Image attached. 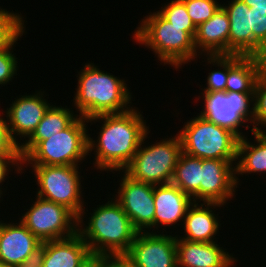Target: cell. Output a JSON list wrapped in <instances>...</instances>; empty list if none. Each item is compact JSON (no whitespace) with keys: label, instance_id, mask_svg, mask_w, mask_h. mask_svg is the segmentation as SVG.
<instances>
[{"label":"cell","instance_id":"obj_2","mask_svg":"<svg viewBox=\"0 0 266 267\" xmlns=\"http://www.w3.org/2000/svg\"><path fill=\"white\" fill-rule=\"evenodd\" d=\"M98 67L92 62L85 63L76 76L78 85L72 99L76 113L87 119L130 110L133 95L125 79Z\"/></svg>","mask_w":266,"mask_h":267},{"label":"cell","instance_id":"obj_11","mask_svg":"<svg viewBox=\"0 0 266 267\" xmlns=\"http://www.w3.org/2000/svg\"><path fill=\"white\" fill-rule=\"evenodd\" d=\"M121 178L118 192L112 196L121 205L138 232H153L155 214L153 185L131 179L123 171Z\"/></svg>","mask_w":266,"mask_h":267},{"label":"cell","instance_id":"obj_35","mask_svg":"<svg viewBox=\"0 0 266 267\" xmlns=\"http://www.w3.org/2000/svg\"><path fill=\"white\" fill-rule=\"evenodd\" d=\"M98 267H134L125 254L98 255Z\"/></svg>","mask_w":266,"mask_h":267},{"label":"cell","instance_id":"obj_8","mask_svg":"<svg viewBox=\"0 0 266 267\" xmlns=\"http://www.w3.org/2000/svg\"><path fill=\"white\" fill-rule=\"evenodd\" d=\"M34 172L36 196L60 204L78 219H83L86 202L83 200L81 168L70 165H29ZM85 203V204H84Z\"/></svg>","mask_w":266,"mask_h":267},{"label":"cell","instance_id":"obj_12","mask_svg":"<svg viewBox=\"0 0 266 267\" xmlns=\"http://www.w3.org/2000/svg\"><path fill=\"white\" fill-rule=\"evenodd\" d=\"M166 233L163 229L137 233L125 254L134 267H177L176 235Z\"/></svg>","mask_w":266,"mask_h":267},{"label":"cell","instance_id":"obj_21","mask_svg":"<svg viewBox=\"0 0 266 267\" xmlns=\"http://www.w3.org/2000/svg\"><path fill=\"white\" fill-rule=\"evenodd\" d=\"M227 2L222 6L230 20L229 55L252 56L251 7L242 0Z\"/></svg>","mask_w":266,"mask_h":267},{"label":"cell","instance_id":"obj_38","mask_svg":"<svg viewBox=\"0 0 266 267\" xmlns=\"http://www.w3.org/2000/svg\"><path fill=\"white\" fill-rule=\"evenodd\" d=\"M83 267H98V255L93 256Z\"/></svg>","mask_w":266,"mask_h":267},{"label":"cell","instance_id":"obj_36","mask_svg":"<svg viewBox=\"0 0 266 267\" xmlns=\"http://www.w3.org/2000/svg\"><path fill=\"white\" fill-rule=\"evenodd\" d=\"M46 252V241L41 242L17 267H43L44 257Z\"/></svg>","mask_w":266,"mask_h":267},{"label":"cell","instance_id":"obj_7","mask_svg":"<svg viewBox=\"0 0 266 267\" xmlns=\"http://www.w3.org/2000/svg\"><path fill=\"white\" fill-rule=\"evenodd\" d=\"M177 133L182 152L201 159L237 160L239 137L199 114L184 122Z\"/></svg>","mask_w":266,"mask_h":267},{"label":"cell","instance_id":"obj_26","mask_svg":"<svg viewBox=\"0 0 266 267\" xmlns=\"http://www.w3.org/2000/svg\"><path fill=\"white\" fill-rule=\"evenodd\" d=\"M252 125L253 128L250 132H266V63L261 69L254 87Z\"/></svg>","mask_w":266,"mask_h":267},{"label":"cell","instance_id":"obj_9","mask_svg":"<svg viewBox=\"0 0 266 267\" xmlns=\"http://www.w3.org/2000/svg\"><path fill=\"white\" fill-rule=\"evenodd\" d=\"M204 106L199 115L234 132L239 138L245 135L240 127L249 130L253 118V93L201 92ZM252 106V107H251ZM246 123H250L246 125Z\"/></svg>","mask_w":266,"mask_h":267},{"label":"cell","instance_id":"obj_4","mask_svg":"<svg viewBox=\"0 0 266 267\" xmlns=\"http://www.w3.org/2000/svg\"><path fill=\"white\" fill-rule=\"evenodd\" d=\"M133 33V40L155 53L158 60L176 69L194 61L200 56L194 45V39L184 31L169 23L158 11L143 17Z\"/></svg>","mask_w":266,"mask_h":267},{"label":"cell","instance_id":"obj_31","mask_svg":"<svg viewBox=\"0 0 266 267\" xmlns=\"http://www.w3.org/2000/svg\"><path fill=\"white\" fill-rule=\"evenodd\" d=\"M252 56L266 59V11L251 10Z\"/></svg>","mask_w":266,"mask_h":267},{"label":"cell","instance_id":"obj_22","mask_svg":"<svg viewBox=\"0 0 266 267\" xmlns=\"http://www.w3.org/2000/svg\"><path fill=\"white\" fill-rule=\"evenodd\" d=\"M253 142L245 135L239 139L236 170V184L240 183L238 175L266 173V132H251ZM254 143V144H253Z\"/></svg>","mask_w":266,"mask_h":267},{"label":"cell","instance_id":"obj_29","mask_svg":"<svg viewBox=\"0 0 266 267\" xmlns=\"http://www.w3.org/2000/svg\"><path fill=\"white\" fill-rule=\"evenodd\" d=\"M23 18L21 13L0 7V48L7 47L25 29Z\"/></svg>","mask_w":266,"mask_h":267},{"label":"cell","instance_id":"obj_25","mask_svg":"<svg viewBox=\"0 0 266 267\" xmlns=\"http://www.w3.org/2000/svg\"><path fill=\"white\" fill-rule=\"evenodd\" d=\"M200 181L201 158L182 152L175 166L171 183L189 195L193 202L200 203Z\"/></svg>","mask_w":266,"mask_h":267},{"label":"cell","instance_id":"obj_16","mask_svg":"<svg viewBox=\"0 0 266 267\" xmlns=\"http://www.w3.org/2000/svg\"><path fill=\"white\" fill-rule=\"evenodd\" d=\"M40 243L20 220L18 223L0 220V264L17 267Z\"/></svg>","mask_w":266,"mask_h":267},{"label":"cell","instance_id":"obj_10","mask_svg":"<svg viewBox=\"0 0 266 267\" xmlns=\"http://www.w3.org/2000/svg\"><path fill=\"white\" fill-rule=\"evenodd\" d=\"M19 220L41 242L64 239L77 232L78 218L65 206L36 196Z\"/></svg>","mask_w":266,"mask_h":267},{"label":"cell","instance_id":"obj_1","mask_svg":"<svg viewBox=\"0 0 266 267\" xmlns=\"http://www.w3.org/2000/svg\"><path fill=\"white\" fill-rule=\"evenodd\" d=\"M137 109L132 107L123 113L87 118L88 123L103 122L95 139L88 134V155L91 156L94 150L93 167L100 169V173L118 171L120 174L137 152L144 135L149 131L146 120Z\"/></svg>","mask_w":266,"mask_h":267},{"label":"cell","instance_id":"obj_13","mask_svg":"<svg viewBox=\"0 0 266 267\" xmlns=\"http://www.w3.org/2000/svg\"><path fill=\"white\" fill-rule=\"evenodd\" d=\"M44 94L45 91L36 90L34 94L27 95L25 93L23 96L19 95L17 99H12V104H9L10 107H7L6 111H4L6 112L5 117L11 139L18 147H21L26 142V138L27 140L30 138L51 106L49 101L43 97L45 96ZM19 137L20 142L18 140Z\"/></svg>","mask_w":266,"mask_h":267},{"label":"cell","instance_id":"obj_14","mask_svg":"<svg viewBox=\"0 0 266 267\" xmlns=\"http://www.w3.org/2000/svg\"><path fill=\"white\" fill-rule=\"evenodd\" d=\"M237 160L201 159L200 202L228 204L235 195Z\"/></svg>","mask_w":266,"mask_h":267},{"label":"cell","instance_id":"obj_24","mask_svg":"<svg viewBox=\"0 0 266 267\" xmlns=\"http://www.w3.org/2000/svg\"><path fill=\"white\" fill-rule=\"evenodd\" d=\"M67 106L51 105L44 117L37 125L26 142L19 147L21 158L23 159L40 141L50 138L52 135L66 129L78 116Z\"/></svg>","mask_w":266,"mask_h":267},{"label":"cell","instance_id":"obj_17","mask_svg":"<svg viewBox=\"0 0 266 267\" xmlns=\"http://www.w3.org/2000/svg\"><path fill=\"white\" fill-rule=\"evenodd\" d=\"M216 242L177 239V267H233L237 259ZM235 263V264H234Z\"/></svg>","mask_w":266,"mask_h":267},{"label":"cell","instance_id":"obj_20","mask_svg":"<svg viewBox=\"0 0 266 267\" xmlns=\"http://www.w3.org/2000/svg\"><path fill=\"white\" fill-rule=\"evenodd\" d=\"M92 257L87 244L76 232L68 238L46 241L43 267H83Z\"/></svg>","mask_w":266,"mask_h":267},{"label":"cell","instance_id":"obj_5","mask_svg":"<svg viewBox=\"0 0 266 267\" xmlns=\"http://www.w3.org/2000/svg\"><path fill=\"white\" fill-rule=\"evenodd\" d=\"M87 123L86 118L78 116L66 129L40 141L22 159V171L28 165L80 166L78 163H83L89 154Z\"/></svg>","mask_w":266,"mask_h":267},{"label":"cell","instance_id":"obj_32","mask_svg":"<svg viewBox=\"0 0 266 267\" xmlns=\"http://www.w3.org/2000/svg\"><path fill=\"white\" fill-rule=\"evenodd\" d=\"M187 9L188 15L196 27L208 21L221 7L217 0H181Z\"/></svg>","mask_w":266,"mask_h":267},{"label":"cell","instance_id":"obj_3","mask_svg":"<svg viewBox=\"0 0 266 267\" xmlns=\"http://www.w3.org/2000/svg\"><path fill=\"white\" fill-rule=\"evenodd\" d=\"M109 199L92 209L87 225L85 217L78 219L77 232L92 256L126 254L138 233L121 205Z\"/></svg>","mask_w":266,"mask_h":267},{"label":"cell","instance_id":"obj_34","mask_svg":"<svg viewBox=\"0 0 266 267\" xmlns=\"http://www.w3.org/2000/svg\"><path fill=\"white\" fill-rule=\"evenodd\" d=\"M0 111V154H20L19 147L12 141L5 114ZM2 116V117H1Z\"/></svg>","mask_w":266,"mask_h":267},{"label":"cell","instance_id":"obj_23","mask_svg":"<svg viewBox=\"0 0 266 267\" xmlns=\"http://www.w3.org/2000/svg\"><path fill=\"white\" fill-rule=\"evenodd\" d=\"M266 59L254 56L229 55L226 92L253 93L257 77Z\"/></svg>","mask_w":266,"mask_h":267},{"label":"cell","instance_id":"obj_37","mask_svg":"<svg viewBox=\"0 0 266 267\" xmlns=\"http://www.w3.org/2000/svg\"><path fill=\"white\" fill-rule=\"evenodd\" d=\"M251 10L266 11V0H242Z\"/></svg>","mask_w":266,"mask_h":267},{"label":"cell","instance_id":"obj_27","mask_svg":"<svg viewBox=\"0 0 266 267\" xmlns=\"http://www.w3.org/2000/svg\"><path fill=\"white\" fill-rule=\"evenodd\" d=\"M207 65L217 67L208 73L204 92H226V83L229 74V55H205Z\"/></svg>","mask_w":266,"mask_h":267},{"label":"cell","instance_id":"obj_30","mask_svg":"<svg viewBox=\"0 0 266 267\" xmlns=\"http://www.w3.org/2000/svg\"><path fill=\"white\" fill-rule=\"evenodd\" d=\"M26 28L7 46L4 48H0V86H7L9 82L17 77L18 72V58H16V53L14 54L13 50L19 38L24 36L23 34L26 32ZM15 44V45H14Z\"/></svg>","mask_w":266,"mask_h":267},{"label":"cell","instance_id":"obj_6","mask_svg":"<svg viewBox=\"0 0 266 267\" xmlns=\"http://www.w3.org/2000/svg\"><path fill=\"white\" fill-rule=\"evenodd\" d=\"M150 131L144 135L134 157L122 171L131 179L152 185L171 183L182 153L180 138L176 134L149 145L146 139Z\"/></svg>","mask_w":266,"mask_h":267},{"label":"cell","instance_id":"obj_19","mask_svg":"<svg viewBox=\"0 0 266 267\" xmlns=\"http://www.w3.org/2000/svg\"><path fill=\"white\" fill-rule=\"evenodd\" d=\"M230 20L221 7L206 22L197 27L194 45L199 55H229Z\"/></svg>","mask_w":266,"mask_h":267},{"label":"cell","instance_id":"obj_15","mask_svg":"<svg viewBox=\"0 0 266 267\" xmlns=\"http://www.w3.org/2000/svg\"><path fill=\"white\" fill-rule=\"evenodd\" d=\"M155 205L154 231L168 226L173 228L181 223L182 227L188 207L193 203L192 198L172 183L153 185ZM161 226V227H160Z\"/></svg>","mask_w":266,"mask_h":267},{"label":"cell","instance_id":"obj_33","mask_svg":"<svg viewBox=\"0 0 266 267\" xmlns=\"http://www.w3.org/2000/svg\"><path fill=\"white\" fill-rule=\"evenodd\" d=\"M12 167V169H11ZM16 167V168H15ZM14 168V169H13ZM14 170L15 174H22V158L20 154H0V199L4 192L1 185L8 180L9 171L10 173ZM8 177V178H7Z\"/></svg>","mask_w":266,"mask_h":267},{"label":"cell","instance_id":"obj_28","mask_svg":"<svg viewBox=\"0 0 266 267\" xmlns=\"http://www.w3.org/2000/svg\"><path fill=\"white\" fill-rule=\"evenodd\" d=\"M169 23L177 27H184L193 39L195 38L197 27L192 22L188 15L185 4L181 0H170L167 4L162 5L160 10H157Z\"/></svg>","mask_w":266,"mask_h":267},{"label":"cell","instance_id":"obj_18","mask_svg":"<svg viewBox=\"0 0 266 267\" xmlns=\"http://www.w3.org/2000/svg\"><path fill=\"white\" fill-rule=\"evenodd\" d=\"M219 203L193 202L187 209L183 220L184 236L176 235V239H184L191 242H216L221 224L219 214H215V208L224 207ZM214 208V209H213ZM215 237V238H214ZM215 239V240H214Z\"/></svg>","mask_w":266,"mask_h":267}]
</instances>
